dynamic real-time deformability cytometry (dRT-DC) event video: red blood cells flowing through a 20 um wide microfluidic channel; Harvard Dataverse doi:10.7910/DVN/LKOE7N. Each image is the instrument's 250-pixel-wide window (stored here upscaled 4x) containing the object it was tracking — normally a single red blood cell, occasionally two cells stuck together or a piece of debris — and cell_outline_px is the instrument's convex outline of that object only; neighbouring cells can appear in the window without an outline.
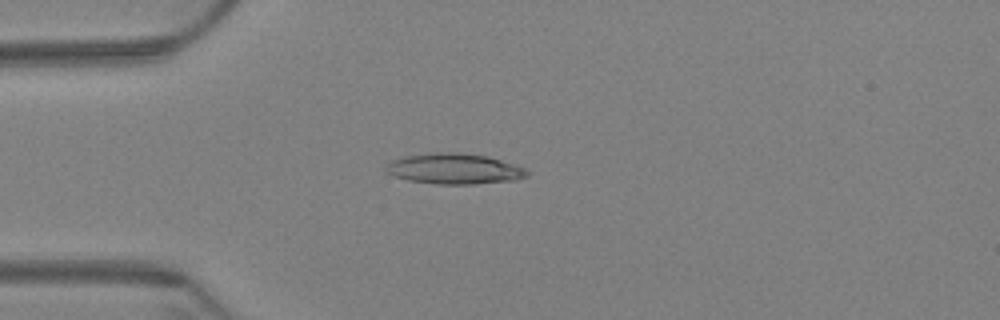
{"species": "Egyptian fruit bat (a non-hibernating species)", "species_latin": "Rousettus aegyptiacus", "temperature_condition": "warm", "stored_images_in_passage": 9, "camera_frame_rate_fps": 3000, "um_per_image_px": 0.085, "animal": {"sex": "female"}, "frame": {"image": 1, "passage_image": 3, "time_ms": 0.667, "image_size_px": [1000, 320], "cell_outline_px": [[528, 176], [516, 180], [476, 184], [436, 184], [408, 180], [384, 172], [384, 168], [392, 160], [400, 156], [432, 152], [460, 152], [488, 156], [524, 168], [528, 172]], "centroid_in_image_um": [38.57, 14.34], "position_along_channel_um": 46.4, "area_um2": 25.37}}
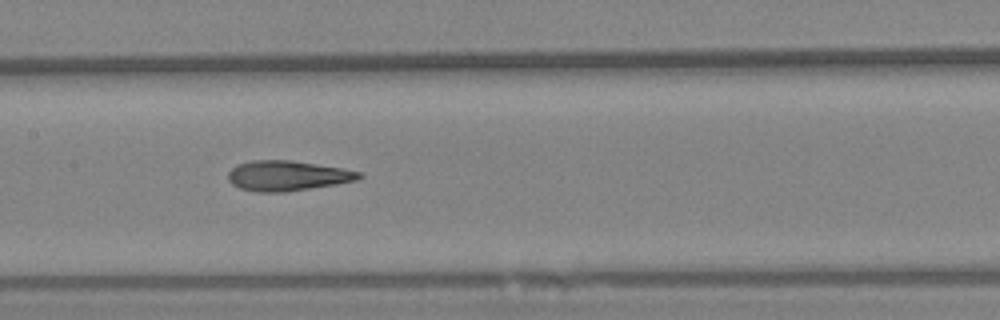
{"frame": {"image": 2, "passage_image": 7, "time_ms": 2.0, "image_size_px": [1000, 320], "cell_outline_px": [[364, 176], [356, 180], [336, 184], [284, 192], [256, 192], [240, 188], [232, 184], [228, 180], [228, 172], [236, 164], [252, 160], [292, 160], [340, 168], [360, 172]], "centroid_in_image_um": [24.38, 14.93], "position_along_channel_um": 183.0, "area_um2": 22.89}}
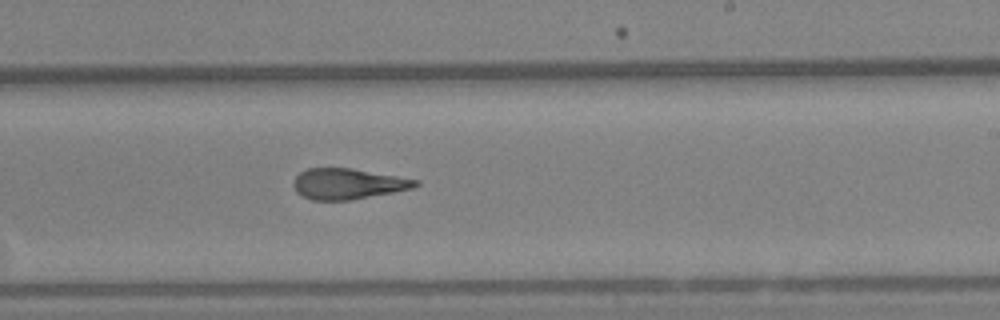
{"frame": {"image": 3, "passage_image": 9, "time_ms": 2.667, "image_size_px": [1000, 320], "cell_outline_px": [[420, 184], [412, 188], [352, 200], [312, 200], [296, 192], [292, 184], [296, 176], [300, 172], [308, 168], [352, 168], [420, 180]], "centroid_in_image_um": [29.56, 15.62], "position_along_channel_um": 259.4, "area_um2": 21.79}}